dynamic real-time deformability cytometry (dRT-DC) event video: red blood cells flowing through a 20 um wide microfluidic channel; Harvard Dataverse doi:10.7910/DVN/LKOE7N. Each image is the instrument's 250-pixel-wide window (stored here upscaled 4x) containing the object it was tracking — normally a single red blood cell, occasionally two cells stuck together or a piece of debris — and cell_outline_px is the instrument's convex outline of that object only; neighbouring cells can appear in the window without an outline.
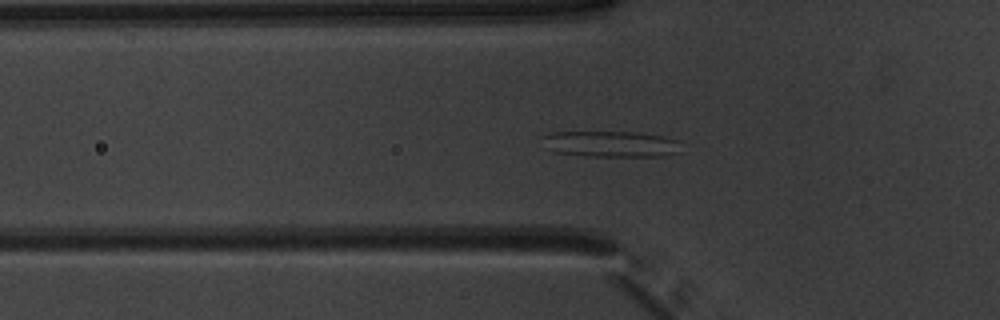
{"species": "common noctule bat (a hibernating species)", "species_latin": "Nyctalus noctula", "temperature_condition": "warm", "stored_images_in_passage": 37, "camera_frame_rate_fps": 3000, "um_per_image_px": 0.085, "animal": {"sex": "male", "body_mass_g": 20.1, "forearm_length_mm": 53.5}, "frame": {"image": 1, "passage_image": 2, "time_ms": 0.333, "image_size_px": [1000, 320], "cell_outline_px": [[680, 152], [664, 156], [584, 156], [552, 152], [548, 148], [544, 136], [552, 132], [636, 132], [664, 136], [676, 140]], "centroid_in_image_um": [51.93, 12.25], "position_along_channel_um": 73.9, "area_um2": 20.87}}
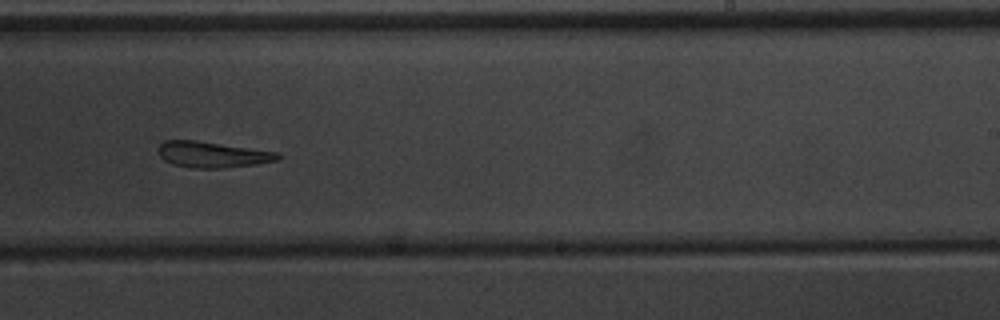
{"frame": {"image": 2, "passage_image": 17, "time_ms": 5.333, "image_size_px": [1000, 320], "cell_outline_px": [[280, 160], [256, 164], [224, 168], [192, 168], [172, 164], [164, 160], [156, 152], [156, 148], [164, 140], [196, 140], [276, 152], [280, 156]], "centroid_in_image_um": [17.99, 13.14], "position_along_channel_um": 271.0, "area_um2": 18.15}}
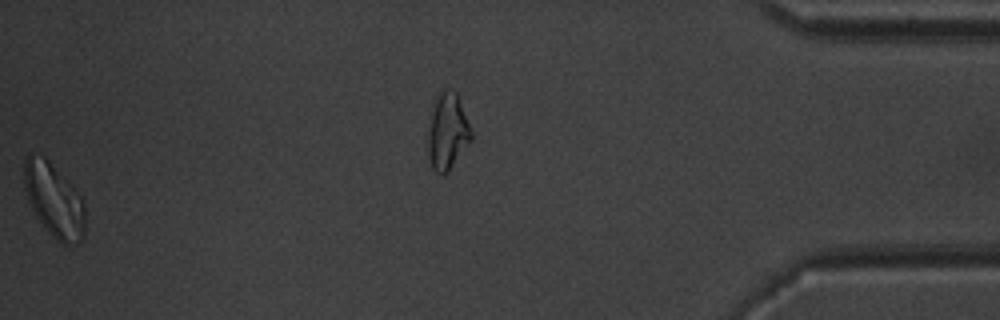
{"frame": {"image": 3, "passage_image": 36, "time_ms": 11.667, "image_size_px": [1000, 320], "cell_outline_px": [[84, 236], [76, 244], [60, 244], [48, 232], [36, 216], [28, 200], [24, 188], [24, 156], [44, 156], [72, 184], [84, 200]], "centroid_in_image_um": [4.6, 17.03], "position_along_channel_um": 430.6, "area_um2": 26.18}, "authors_computed_cell_mechanics": {"area_um2": 19.5364, "velocity_mm_per_s": 3.9344, "shape_relaxation_time_tau1_ms": 7.9163, "shape_relaxation_time_tau2_ms": 3.9412, "deformation_change_tau1": 0.1936, "deformation_change_tau2": 0.1601}}